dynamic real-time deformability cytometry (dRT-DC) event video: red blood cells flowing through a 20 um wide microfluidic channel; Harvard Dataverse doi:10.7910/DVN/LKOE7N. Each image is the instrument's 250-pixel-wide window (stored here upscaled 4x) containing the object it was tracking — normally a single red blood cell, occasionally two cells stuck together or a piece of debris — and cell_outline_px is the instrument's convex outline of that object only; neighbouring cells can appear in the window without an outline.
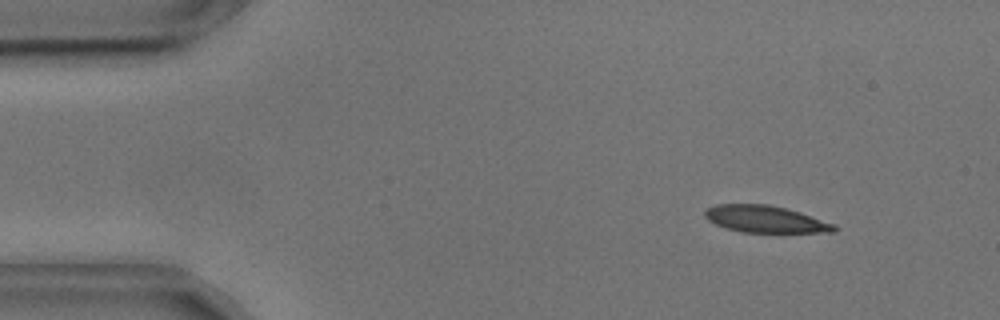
{"species": "common noctule bat (a hibernating species)", "species_latin": "Nyctalus noctula", "temperature_condition": "cold", "stored_images_in_passage": 55, "camera_frame_rate_fps": 3000, "um_per_image_px": 0.085, "animal": {"sex": "male", "body_mass_g": 17.9, "forearm_length_mm": 54.2}, "frame": {"image": 1, "passage_image": 6, "time_ms": 1.667, "image_size_px": [1000, 320], "cell_outline_px": [[840, 228], [836, 232], [740, 232], [724, 228], [708, 220], [704, 216], [704, 212], [708, 208], [716, 204], [768, 204], [800, 212], [836, 224]], "centroid_in_image_um": [65.08, 18.63], "position_along_channel_um": 19.9, "area_um2": 20.4}}
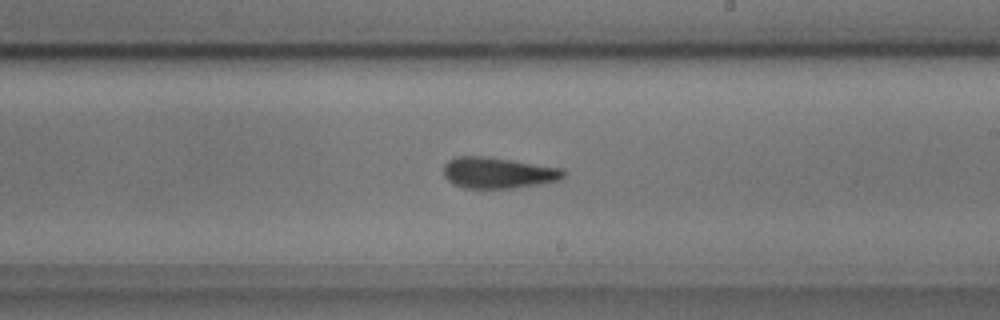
{"frame": {"image": 2, "passage_image": 31, "time_ms": 10.0, "image_size_px": [1000, 320], "cell_outline_px": [[568, 172], [560, 180], [512, 188], [464, 188], [452, 184], [444, 176], [444, 164], [448, 160], [456, 156], [484, 156], [512, 160], [564, 168]], "centroid_in_image_um": [42.34, 14.68], "position_along_channel_um": 246.7, "area_um2": 21.85}}
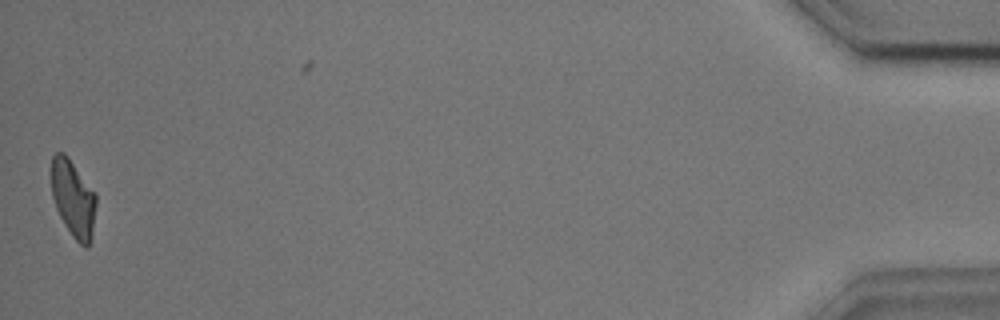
{"frame": {"image": 3, "passage_image": 54, "time_ms": 17.667, "image_size_px": [1000, 320], "cell_outline_px": [[96, 204], [92, 236], [88, 248], [84, 248], [72, 236], [64, 224], [56, 208], [52, 196], [52, 156], [56, 152], [64, 152], [68, 156], [96, 196]], "centroid_in_image_um": [6.22, 16.91], "position_along_channel_um": 429.0, "area_um2": 19.83}, "authors_computed_cell_mechanics": {"area_um2": 21.5016, "velocity_mm_per_s": 3.624, "shape_relaxation_time_tau1_ms": 5.3604, "shape_relaxation_time_tau2_ms": 2.3106, "deformation_change_tau1": 0.1514, "deformation_change_tau2": 0.1078}}